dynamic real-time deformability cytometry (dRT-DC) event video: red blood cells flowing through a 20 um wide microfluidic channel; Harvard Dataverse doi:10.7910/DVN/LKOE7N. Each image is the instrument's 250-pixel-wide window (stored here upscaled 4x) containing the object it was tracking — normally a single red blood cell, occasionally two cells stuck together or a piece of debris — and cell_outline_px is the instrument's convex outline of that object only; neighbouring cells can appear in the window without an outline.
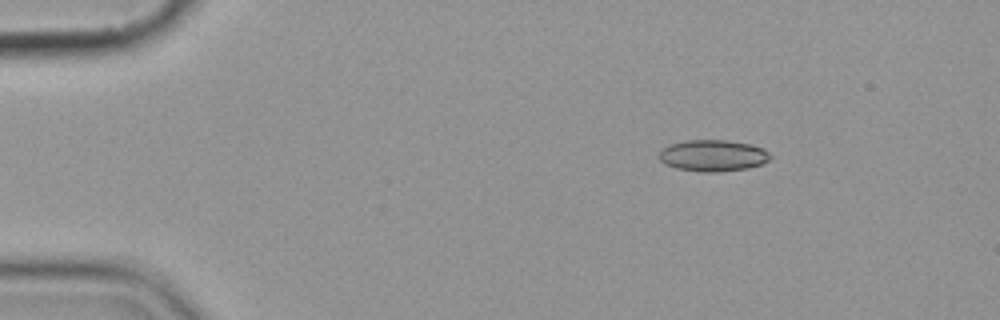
{"species": "common noctule bat (a hibernating species)", "species_latin": "Nyctalus noctula", "temperature_condition": "cold", "stored_images_in_passage": 4, "camera_frame_rate_fps": 3000, "um_per_image_px": 0.085, "animal": {"sex": "female", "body_mass_g": 19.9}, "frame": {"image": 1, "passage_image": 2, "time_ms": 1.0, "image_size_px": [1000, 320], "cell_outline_px": [[772, 156], [768, 160], [760, 164], [748, 168], [720, 172], [704, 172], [676, 168], [664, 164], [660, 160], [660, 148], [668, 144], [688, 140], [728, 140], [748, 144], [764, 148]], "centroid_in_image_um": [60.57, 13.22], "position_along_channel_um": 24.4, "area_um2": 20.46}}